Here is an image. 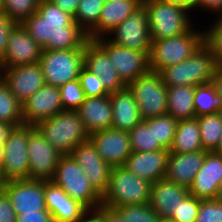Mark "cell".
<instances>
[{
	"instance_id": "1",
	"label": "cell",
	"mask_w": 222,
	"mask_h": 222,
	"mask_svg": "<svg viewBox=\"0 0 222 222\" xmlns=\"http://www.w3.org/2000/svg\"><path fill=\"white\" fill-rule=\"evenodd\" d=\"M22 25L44 50L84 48L89 41L88 34L73 16L49 0H41L37 12Z\"/></svg>"
},
{
	"instance_id": "2",
	"label": "cell",
	"mask_w": 222,
	"mask_h": 222,
	"mask_svg": "<svg viewBox=\"0 0 222 222\" xmlns=\"http://www.w3.org/2000/svg\"><path fill=\"white\" fill-rule=\"evenodd\" d=\"M216 58L203 42L197 50L179 64L163 68L159 74L166 86H197L213 81L217 69Z\"/></svg>"
},
{
	"instance_id": "3",
	"label": "cell",
	"mask_w": 222,
	"mask_h": 222,
	"mask_svg": "<svg viewBox=\"0 0 222 222\" xmlns=\"http://www.w3.org/2000/svg\"><path fill=\"white\" fill-rule=\"evenodd\" d=\"M147 14L151 40L176 37L187 32L194 24L190 12L173 2L143 0Z\"/></svg>"
},
{
	"instance_id": "4",
	"label": "cell",
	"mask_w": 222,
	"mask_h": 222,
	"mask_svg": "<svg viewBox=\"0 0 222 222\" xmlns=\"http://www.w3.org/2000/svg\"><path fill=\"white\" fill-rule=\"evenodd\" d=\"M61 154L69 155L89 134L77 110H63L35 126Z\"/></svg>"
},
{
	"instance_id": "5",
	"label": "cell",
	"mask_w": 222,
	"mask_h": 222,
	"mask_svg": "<svg viewBox=\"0 0 222 222\" xmlns=\"http://www.w3.org/2000/svg\"><path fill=\"white\" fill-rule=\"evenodd\" d=\"M194 26L182 35L152 40L148 55L150 71L159 73L163 68L183 62L197 50L204 42V28Z\"/></svg>"
},
{
	"instance_id": "6",
	"label": "cell",
	"mask_w": 222,
	"mask_h": 222,
	"mask_svg": "<svg viewBox=\"0 0 222 222\" xmlns=\"http://www.w3.org/2000/svg\"><path fill=\"white\" fill-rule=\"evenodd\" d=\"M152 183L133 175L123 166L111 168L109 186L102 196V205L116 209L119 206L147 204Z\"/></svg>"
},
{
	"instance_id": "7",
	"label": "cell",
	"mask_w": 222,
	"mask_h": 222,
	"mask_svg": "<svg viewBox=\"0 0 222 222\" xmlns=\"http://www.w3.org/2000/svg\"><path fill=\"white\" fill-rule=\"evenodd\" d=\"M51 181L90 212L102 205V196L90 184L87 175L70 155L60 158Z\"/></svg>"
},
{
	"instance_id": "8",
	"label": "cell",
	"mask_w": 222,
	"mask_h": 222,
	"mask_svg": "<svg viewBox=\"0 0 222 222\" xmlns=\"http://www.w3.org/2000/svg\"><path fill=\"white\" fill-rule=\"evenodd\" d=\"M127 86L133 93L142 120L167 114V86L158 72L149 71Z\"/></svg>"
},
{
	"instance_id": "9",
	"label": "cell",
	"mask_w": 222,
	"mask_h": 222,
	"mask_svg": "<svg viewBox=\"0 0 222 222\" xmlns=\"http://www.w3.org/2000/svg\"><path fill=\"white\" fill-rule=\"evenodd\" d=\"M84 48L69 50H44L39 60L45 82L61 86L79 78L83 67Z\"/></svg>"
},
{
	"instance_id": "10",
	"label": "cell",
	"mask_w": 222,
	"mask_h": 222,
	"mask_svg": "<svg viewBox=\"0 0 222 222\" xmlns=\"http://www.w3.org/2000/svg\"><path fill=\"white\" fill-rule=\"evenodd\" d=\"M28 125L12 127L4 143L3 182L29 179Z\"/></svg>"
},
{
	"instance_id": "11",
	"label": "cell",
	"mask_w": 222,
	"mask_h": 222,
	"mask_svg": "<svg viewBox=\"0 0 222 222\" xmlns=\"http://www.w3.org/2000/svg\"><path fill=\"white\" fill-rule=\"evenodd\" d=\"M94 41L107 53L112 66L126 85L150 71L149 56L146 52L119 46L107 37Z\"/></svg>"
},
{
	"instance_id": "12",
	"label": "cell",
	"mask_w": 222,
	"mask_h": 222,
	"mask_svg": "<svg viewBox=\"0 0 222 222\" xmlns=\"http://www.w3.org/2000/svg\"><path fill=\"white\" fill-rule=\"evenodd\" d=\"M29 179L51 180L60 158L55 149L33 125H28Z\"/></svg>"
},
{
	"instance_id": "13",
	"label": "cell",
	"mask_w": 222,
	"mask_h": 222,
	"mask_svg": "<svg viewBox=\"0 0 222 222\" xmlns=\"http://www.w3.org/2000/svg\"><path fill=\"white\" fill-rule=\"evenodd\" d=\"M106 37L119 46L146 52L149 55L152 40L144 5L132 12Z\"/></svg>"
},
{
	"instance_id": "14",
	"label": "cell",
	"mask_w": 222,
	"mask_h": 222,
	"mask_svg": "<svg viewBox=\"0 0 222 222\" xmlns=\"http://www.w3.org/2000/svg\"><path fill=\"white\" fill-rule=\"evenodd\" d=\"M1 188L7 193L17 215L47 210L44 180L21 179L6 181Z\"/></svg>"
},
{
	"instance_id": "15",
	"label": "cell",
	"mask_w": 222,
	"mask_h": 222,
	"mask_svg": "<svg viewBox=\"0 0 222 222\" xmlns=\"http://www.w3.org/2000/svg\"><path fill=\"white\" fill-rule=\"evenodd\" d=\"M43 48L29 35L22 24H16L8 34L7 48L0 68L39 63Z\"/></svg>"
},
{
	"instance_id": "16",
	"label": "cell",
	"mask_w": 222,
	"mask_h": 222,
	"mask_svg": "<svg viewBox=\"0 0 222 222\" xmlns=\"http://www.w3.org/2000/svg\"><path fill=\"white\" fill-rule=\"evenodd\" d=\"M87 175L90 184L101 195L109 186L111 166L98 154L90 139L78 144L69 154Z\"/></svg>"
},
{
	"instance_id": "17",
	"label": "cell",
	"mask_w": 222,
	"mask_h": 222,
	"mask_svg": "<svg viewBox=\"0 0 222 222\" xmlns=\"http://www.w3.org/2000/svg\"><path fill=\"white\" fill-rule=\"evenodd\" d=\"M0 77L9 86L10 92L21 103L26 101L46 84L39 63L0 68Z\"/></svg>"
},
{
	"instance_id": "18",
	"label": "cell",
	"mask_w": 222,
	"mask_h": 222,
	"mask_svg": "<svg viewBox=\"0 0 222 222\" xmlns=\"http://www.w3.org/2000/svg\"><path fill=\"white\" fill-rule=\"evenodd\" d=\"M63 111L58 86L45 84L22 103V119L25 125L36 126Z\"/></svg>"
},
{
	"instance_id": "19",
	"label": "cell",
	"mask_w": 222,
	"mask_h": 222,
	"mask_svg": "<svg viewBox=\"0 0 222 222\" xmlns=\"http://www.w3.org/2000/svg\"><path fill=\"white\" fill-rule=\"evenodd\" d=\"M44 195L46 208L54 222H84L91 213L83 204L72 199L51 180H44Z\"/></svg>"
},
{
	"instance_id": "20",
	"label": "cell",
	"mask_w": 222,
	"mask_h": 222,
	"mask_svg": "<svg viewBox=\"0 0 222 222\" xmlns=\"http://www.w3.org/2000/svg\"><path fill=\"white\" fill-rule=\"evenodd\" d=\"M98 154L111 167L123 166L131 155L129 132L108 128L89 135Z\"/></svg>"
},
{
	"instance_id": "21",
	"label": "cell",
	"mask_w": 222,
	"mask_h": 222,
	"mask_svg": "<svg viewBox=\"0 0 222 222\" xmlns=\"http://www.w3.org/2000/svg\"><path fill=\"white\" fill-rule=\"evenodd\" d=\"M83 66L100 77L109 93L127 86L112 66L107 53L94 40H89L84 45Z\"/></svg>"
},
{
	"instance_id": "22",
	"label": "cell",
	"mask_w": 222,
	"mask_h": 222,
	"mask_svg": "<svg viewBox=\"0 0 222 222\" xmlns=\"http://www.w3.org/2000/svg\"><path fill=\"white\" fill-rule=\"evenodd\" d=\"M221 183L222 154L215 151L207 152L189 188V193L198 199H216Z\"/></svg>"
},
{
	"instance_id": "23",
	"label": "cell",
	"mask_w": 222,
	"mask_h": 222,
	"mask_svg": "<svg viewBox=\"0 0 222 222\" xmlns=\"http://www.w3.org/2000/svg\"><path fill=\"white\" fill-rule=\"evenodd\" d=\"M170 151L160 149L154 152H132L123 167L133 175L150 183L165 178Z\"/></svg>"
},
{
	"instance_id": "24",
	"label": "cell",
	"mask_w": 222,
	"mask_h": 222,
	"mask_svg": "<svg viewBox=\"0 0 222 222\" xmlns=\"http://www.w3.org/2000/svg\"><path fill=\"white\" fill-rule=\"evenodd\" d=\"M143 0H106L99 22L87 33L89 40L106 37L132 12L142 5Z\"/></svg>"
},
{
	"instance_id": "25",
	"label": "cell",
	"mask_w": 222,
	"mask_h": 222,
	"mask_svg": "<svg viewBox=\"0 0 222 222\" xmlns=\"http://www.w3.org/2000/svg\"><path fill=\"white\" fill-rule=\"evenodd\" d=\"M207 152L205 150L190 153L170 152L165 178L189 189Z\"/></svg>"
},
{
	"instance_id": "26",
	"label": "cell",
	"mask_w": 222,
	"mask_h": 222,
	"mask_svg": "<svg viewBox=\"0 0 222 222\" xmlns=\"http://www.w3.org/2000/svg\"><path fill=\"white\" fill-rule=\"evenodd\" d=\"M189 194L186 187L163 178L152 183L149 204L162 219H166Z\"/></svg>"
},
{
	"instance_id": "27",
	"label": "cell",
	"mask_w": 222,
	"mask_h": 222,
	"mask_svg": "<svg viewBox=\"0 0 222 222\" xmlns=\"http://www.w3.org/2000/svg\"><path fill=\"white\" fill-rule=\"evenodd\" d=\"M77 111L89 135L111 128L113 110L110 95L86 97Z\"/></svg>"
},
{
	"instance_id": "28",
	"label": "cell",
	"mask_w": 222,
	"mask_h": 222,
	"mask_svg": "<svg viewBox=\"0 0 222 222\" xmlns=\"http://www.w3.org/2000/svg\"><path fill=\"white\" fill-rule=\"evenodd\" d=\"M109 95L113 110L111 128L130 132L142 121L132 91L126 86Z\"/></svg>"
},
{
	"instance_id": "29",
	"label": "cell",
	"mask_w": 222,
	"mask_h": 222,
	"mask_svg": "<svg viewBox=\"0 0 222 222\" xmlns=\"http://www.w3.org/2000/svg\"><path fill=\"white\" fill-rule=\"evenodd\" d=\"M194 92L195 87L190 85L167 86V114L176 120L196 117Z\"/></svg>"
},
{
	"instance_id": "30",
	"label": "cell",
	"mask_w": 222,
	"mask_h": 222,
	"mask_svg": "<svg viewBox=\"0 0 222 222\" xmlns=\"http://www.w3.org/2000/svg\"><path fill=\"white\" fill-rule=\"evenodd\" d=\"M203 145L197 117L178 120L171 153H190L201 151Z\"/></svg>"
},
{
	"instance_id": "31",
	"label": "cell",
	"mask_w": 222,
	"mask_h": 222,
	"mask_svg": "<svg viewBox=\"0 0 222 222\" xmlns=\"http://www.w3.org/2000/svg\"><path fill=\"white\" fill-rule=\"evenodd\" d=\"M203 149L217 151L222 130V111L197 117Z\"/></svg>"
},
{
	"instance_id": "32",
	"label": "cell",
	"mask_w": 222,
	"mask_h": 222,
	"mask_svg": "<svg viewBox=\"0 0 222 222\" xmlns=\"http://www.w3.org/2000/svg\"><path fill=\"white\" fill-rule=\"evenodd\" d=\"M0 122L12 127L23 125L22 103L10 92L9 86L0 77Z\"/></svg>"
},
{
	"instance_id": "33",
	"label": "cell",
	"mask_w": 222,
	"mask_h": 222,
	"mask_svg": "<svg viewBox=\"0 0 222 222\" xmlns=\"http://www.w3.org/2000/svg\"><path fill=\"white\" fill-rule=\"evenodd\" d=\"M193 102L196 117L222 111L217 89L213 82L195 86Z\"/></svg>"
},
{
	"instance_id": "34",
	"label": "cell",
	"mask_w": 222,
	"mask_h": 222,
	"mask_svg": "<svg viewBox=\"0 0 222 222\" xmlns=\"http://www.w3.org/2000/svg\"><path fill=\"white\" fill-rule=\"evenodd\" d=\"M132 152H154L163 149L154 143L153 118L142 120L130 132Z\"/></svg>"
},
{
	"instance_id": "35",
	"label": "cell",
	"mask_w": 222,
	"mask_h": 222,
	"mask_svg": "<svg viewBox=\"0 0 222 222\" xmlns=\"http://www.w3.org/2000/svg\"><path fill=\"white\" fill-rule=\"evenodd\" d=\"M105 1L106 0H80L73 18L86 33L99 22Z\"/></svg>"
},
{
	"instance_id": "36",
	"label": "cell",
	"mask_w": 222,
	"mask_h": 222,
	"mask_svg": "<svg viewBox=\"0 0 222 222\" xmlns=\"http://www.w3.org/2000/svg\"><path fill=\"white\" fill-rule=\"evenodd\" d=\"M177 123L178 120L169 114L153 117L154 143H158L163 149L170 150Z\"/></svg>"
},
{
	"instance_id": "37",
	"label": "cell",
	"mask_w": 222,
	"mask_h": 222,
	"mask_svg": "<svg viewBox=\"0 0 222 222\" xmlns=\"http://www.w3.org/2000/svg\"><path fill=\"white\" fill-rule=\"evenodd\" d=\"M41 0H3L2 13L15 24H22L33 13L37 12Z\"/></svg>"
},
{
	"instance_id": "38",
	"label": "cell",
	"mask_w": 222,
	"mask_h": 222,
	"mask_svg": "<svg viewBox=\"0 0 222 222\" xmlns=\"http://www.w3.org/2000/svg\"><path fill=\"white\" fill-rule=\"evenodd\" d=\"M116 210L127 222H162L163 219L147 204L119 206Z\"/></svg>"
},
{
	"instance_id": "39",
	"label": "cell",
	"mask_w": 222,
	"mask_h": 222,
	"mask_svg": "<svg viewBox=\"0 0 222 222\" xmlns=\"http://www.w3.org/2000/svg\"><path fill=\"white\" fill-rule=\"evenodd\" d=\"M63 110H77L85 100L80 80H72L59 86Z\"/></svg>"
},
{
	"instance_id": "40",
	"label": "cell",
	"mask_w": 222,
	"mask_h": 222,
	"mask_svg": "<svg viewBox=\"0 0 222 222\" xmlns=\"http://www.w3.org/2000/svg\"><path fill=\"white\" fill-rule=\"evenodd\" d=\"M214 18L209 27L204 29V42L212 50L217 66H222V15Z\"/></svg>"
},
{
	"instance_id": "41",
	"label": "cell",
	"mask_w": 222,
	"mask_h": 222,
	"mask_svg": "<svg viewBox=\"0 0 222 222\" xmlns=\"http://www.w3.org/2000/svg\"><path fill=\"white\" fill-rule=\"evenodd\" d=\"M200 207V199L193 195H188L176 210H173L169 219L175 222H195Z\"/></svg>"
},
{
	"instance_id": "42",
	"label": "cell",
	"mask_w": 222,
	"mask_h": 222,
	"mask_svg": "<svg viewBox=\"0 0 222 222\" xmlns=\"http://www.w3.org/2000/svg\"><path fill=\"white\" fill-rule=\"evenodd\" d=\"M78 79L85 97H99L110 94L102 84L100 77L87 70L84 66L80 70Z\"/></svg>"
},
{
	"instance_id": "43",
	"label": "cell",
	"mask_w": 222,
	"mask_h": 222,
	"mask_svg": "<svg viewBox=\"0 0 222 222\" xmlns=\"http://www.w3.org/2000/svg\"><path fill=\"white\" fill-rule=\"evenodd\" d=\"M195 222H222V202L218 199H200Z\"/></svg>"
},
{
	"instance_id": "44",
	"label": "cell",
	"mask_w": 222,
	"mask_h": 222,
	"mask_svg": "<svg viewBox=\"0 0 222 222\" xmlns=\"http://www.w3.org/2000/svg\"><path fill=\"white\" fill-rule=\"evenodd\" d=\"M17 214L7 193L0 187V222H16Z\"/></svg>"
},
{
	"instance_id": "45",
	"label": "cell",
	"mask_w": 222,
	"mask_h": 222,
	"mask_svg": "<svg viewBox=\"0 0 222 222\" xmlns=\"http://www.w3.org/2000/svg\"><path fill=\"white\" fill-rule=\"evenodd\" d=\"M15 25L6 14L0 13V61L6 52L8 34Z\"/></svg>"
},
{
	"instance_id": "46",
	"label": "cell",
	"mask_w": 222,
	"mask_h": 222,
	"mask_svg": "<svg viewBox=\"0 0 222 222\" xmlns=\"http://www.w3.org/2000/svg\"><path fill=\"white\" fill-rule=\"evenodd\" d=\"M16 222H54L48 210H37L35 212L17 215Z\"/></svg>"
},
{
	"instance_id": "47",
	"label": "cell",
	"mask_w": 222,
	"mask_h": 222,
	"mask_svg": "<svg viewBox=\"0 0 222 222\" xmlns=\"http://www.w3.org/2000/svg\"><path fill=\"white\" fill-rule=\"evenodd\" d=\"M93 213L102 222H127L116 209L108 208L103 205H100Z\"/></svg>"
},
{
	"instance_id": "48",
	"label": "cell",
	"mask_w": 222,
	"mask_h": 222,
	"mask_svg": "<svg viewBox=\"0 0 222 222\" xmlns=\"http://www.w3.org/2000/svg\"><path fill=\"white\" fill-rule=\"evenodd\" d=\"M202 12L205 11L206 13H212V15L216 14V16L222 15V0H197L196 1V10ZM201 10V11H200Z\"/></svg>"
},
{
	"instance_id": "49",
	"label": "cell",
	"mask_w": 222,
	"mask_h": 222,
	"mask_svg": "<svg viewBox=\"0 0 222 222\" xmlns=\"http://www.w3.org/2000/svg\"><path fill=\"white\" fill-rule=\"evenodd\" d=\"M59 8H61L64 12L69 13L74 17L80 0H49Z\"/></svg>"
},
{
	"instance_id": "50",
	"label": "cell",
	"mask_w": 222,
	"mask_h": 222,
	"mask_svg": "<svg viewBox=\"0 0 222 222\" xmlns=\"http://www.w3.org/2000/svg\"><path fill=\"white\" fill-rule=\"evenodd\" d=\"M217 89L219 103L222 107V66H218L212 81Z\"/></svg>"
},
{
	"instance_id": "51",
	"label": "cell",
	"mask_w": 222,
	"mask_h": 222,
	"mask_svg": "<svg viewBox=\"0 0 222 222\" xmlns=\"http://www.w3.org/2000/svg\"><path fill=\"white\" fill-rule=\"evenodd\" d=\"M168 2H173L179 6L186 8L190 13H194L196 10V1L197 0H165Z\"/></svg>"
},
{
	"instance_id": "52",
	"label": "cell",
	"mask_w": 222,
	"mask_h": 222,
	"mask_svg": "<svg viewBox=\"0 0 222 222\" xmlns=\"http://www.w3.org/2000/svg\"><path fill=\"white\" fill-rule=\"evenodd\" d=\"M12 129V126L3 122H0V144H4L9 131Z\"/></svg>"
},
{
	"instance_id": "53",
	"label": "cell",
	"mask_w": 222,
	"mask_h": 222,
	"mask_svg": "<svg viewBox=\"0 0 222 222\" xmlns=\"http://www.w3.org/2000/svg\"><path fill=\"white\" fill-rule=\"evenodd\" d=\"M4 160V144H0V187L4 183L2 179L1 167Z\"/></svg>"
},
{
	"instance_id": "54",
	"label": "cell",
	"mask_w": 222,
	"mask_h": 222,
	"mask_svg": "<svg viewBox=\"0 0 222 222\" xmlns=\"http://www.w3.org/2000/svg\"><path fill=\"white\" fill-rule=\"evenodd\" d=\"M84 222H102L93 212H91L84 220Z\"/></svg>"
},
{
	"instance_id": "55",
	"label": "cell",
	"mask_w": 222,
	"mask_h": 222,
	"mask_svg": "<svg viewBox=\"0 0 222 222\" xmlns=\"http://www.w3.org/2000/svg\"><path fill=\"white\" fill-rule=\"evenodd\" d=\"M216 199H218L220 202H222V183L219 186L218 194Z\"/></svg>"
},
{
	"instance_id": "56",
	"label": "cell",
	"mask_w": 222,
	"mask_h": 222,
	"mask_svg": "<svg viewBox=\"0 0 222 222\" xmlns=\"http://www.w3.org/2000/svg\"><path fill=\"white\" fill-rule=\"evenodd\" d=\"M216 152L222 154V130H221V136H220V140H219L218 150Z\"/></svg>"
},
{
	"instance_id": "57",
	"label": "cell",
	"mask_w": 222,
	"mask_h": 222,
	"mask_svg": "<svg viewBox=\"0 0 222 222\" xmlns=\"http://www.w3.org/2000/svg\"><path fill=\"white\" fill-rule=\"evenodd\" d=\"M162 222H175V221H173V220H171V219H169V218H166V219H163Z\"/></svg>"
},
{
	"instance_id": "58",
	"label": "cell",
	"mask_w": 222,
	"mask_h": 222,
	"mask_svg": "<svg viewBox=\"0 0 222 222\" xmlns=\"http://www.w3.org/2000/svg\"><path fill=\"white\" fill-rule=\"evenodd\" d=\"M3 0H0V13H2Z\"/></svg>"
}]
</instances>
